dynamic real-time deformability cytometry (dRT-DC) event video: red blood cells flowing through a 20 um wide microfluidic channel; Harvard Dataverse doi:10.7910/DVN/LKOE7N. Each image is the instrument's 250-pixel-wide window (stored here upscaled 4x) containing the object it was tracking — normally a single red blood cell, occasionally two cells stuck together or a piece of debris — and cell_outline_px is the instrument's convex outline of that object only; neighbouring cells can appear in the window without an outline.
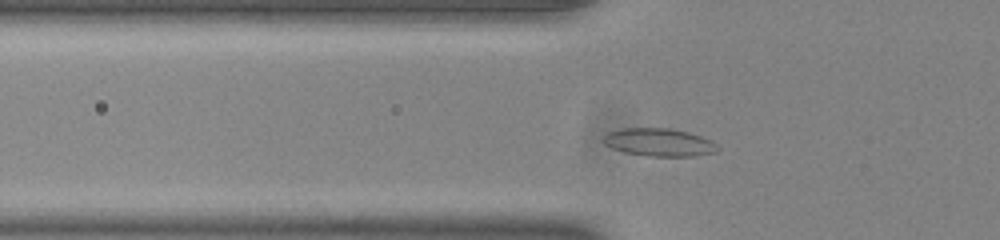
{"species": "common noctule bat (a hibernating species)", "species_latin": "Nyctalus noctula", "temperature_condition": "room temperature", "stored_images_in_passage": 46, "camera_frame_rate_fps": 3000, "um_per_image_px": 0.085, "animal": {"sex": "male", "body_mass_g": 20.0, "forearm_length_mm": 53.3}, "frame": {"image": 1, "passage_image": 10, "time_ms": 3.0, "image_size_px": [1000, 240], "cell_outline_px": [[720, 148], [716, 152], [696, 156], [648, 156], [624, 152], [612, 148], [604, 144], [604, 136], [608, 132], [624, 128], [672, 128], [688, 132], [700, 136], [716, 144]], "centroid_in_image_um": [56.02, 12.1], "position_along_channel_um": 69.8, "area_um2": 18.5}}
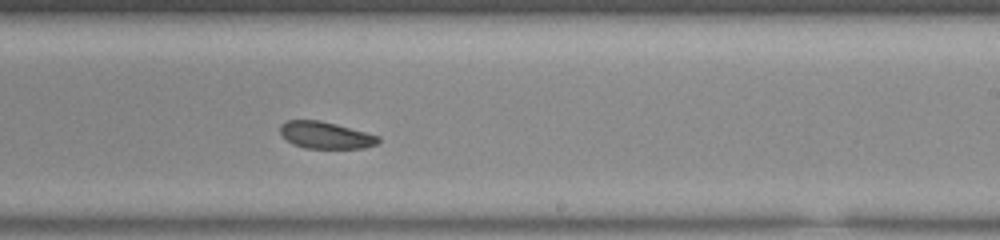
{"frame": {"image": 2, "passage_image": 25, "time_ms": 8.0, "image_size_px": [1000, 240], "cell_outline_px": [[380, 140], [376, 144], [364, 148], [304, 148], [292, 144], [280, 132], [280, 124], [288, 120], [320, 120], [336, 124], [380, 136]], "centroid_in_image_um": [27.67, 11.49], "position_along_channel_um": 261.3, "area_um2": 15.32}}
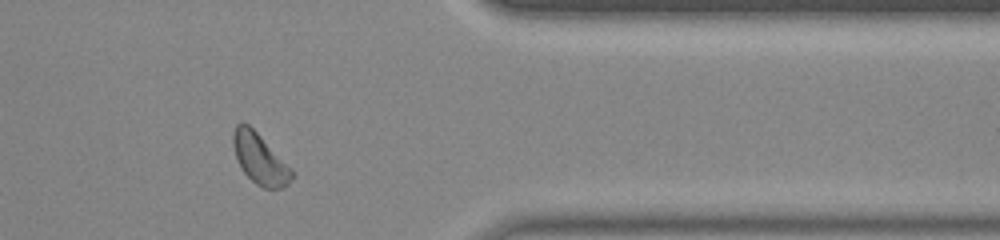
{"frame": {"image": 3, "passage_image": 36, "time_ms": 11.667, "image_size_px": [1000, 240], "cell_outline_px": [[292, 176], [288, 184], [280, 188], [264, 188], [256, 184], [244, 172], [236, 160], [232, 144], [232, 132], [236, 124], [240, 120], [248, 124], [292, 168]], "centroid_in_image_um": [22.04, 13.47], "position_along_channel_um": 389.4, "area_um2": 17.17}}